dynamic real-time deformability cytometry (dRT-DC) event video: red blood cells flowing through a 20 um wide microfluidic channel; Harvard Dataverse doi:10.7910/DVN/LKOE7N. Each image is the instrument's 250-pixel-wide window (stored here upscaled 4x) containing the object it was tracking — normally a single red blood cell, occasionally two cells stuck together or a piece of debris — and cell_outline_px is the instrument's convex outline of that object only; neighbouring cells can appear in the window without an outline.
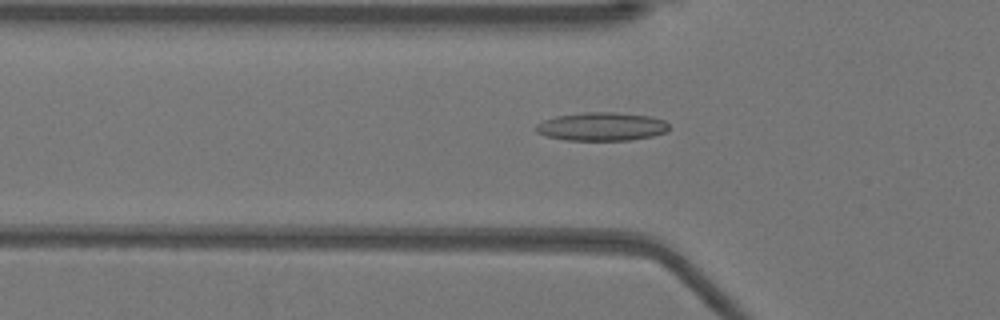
{"species": "Egyptian fruit bat (a non-hibernating species)", "species_latin": "Rousettus aegyptiacus", "temperature_condition": "warm", "stored_images_in_passage": 51, "camera_frame_rate_fps": 3000, "um_per_image_px": 0.085, "animal": {"sex": "female"}, "frame": {"image": 1, "passage_image": 17, "time_ms": 5.333, "image_size_px": [1000, 320], "cell_outline_px": [[668, 132], [652, 136], [628, 140], [564, 140], [548, 136], [536, 132], [536, 124], [544, 120], [556, 116], [584, 112], [616, 112], [652, 116], [664, 120], [668, 124]], "centroid_in_image_um": [51.16, 10.75], "position_along_channel_um": 74.6, "area_um2": 22.08}}
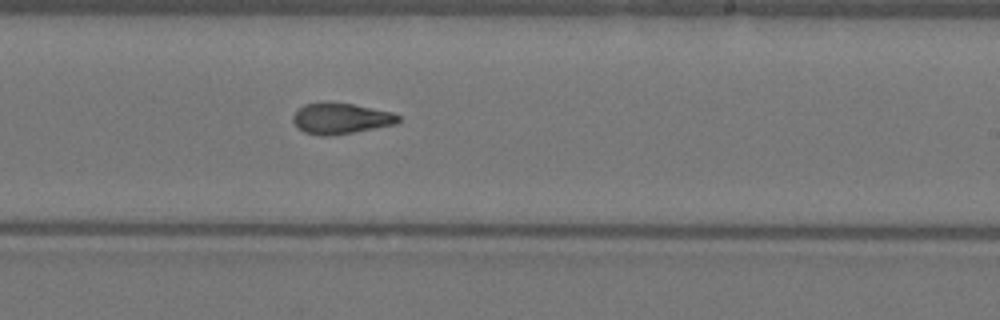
{"frame": {"image": 2, "passage_image": 31, "time_ms": 10.0, "image_size_px": [1000, 320], "cell_outline_px": [[400, 120], [396, 124], [352, 132], [328, 136], [320, 136], [304, 132], [292, 120], [292, 116], [296, 108], [304, 104], [324, 100], [352, 104], [392, 112], [400, 116]], "centroid_in_image_um": [28.91, 10.04], "position_along_channel_um": 260.1, "area_um2": 19.19}}
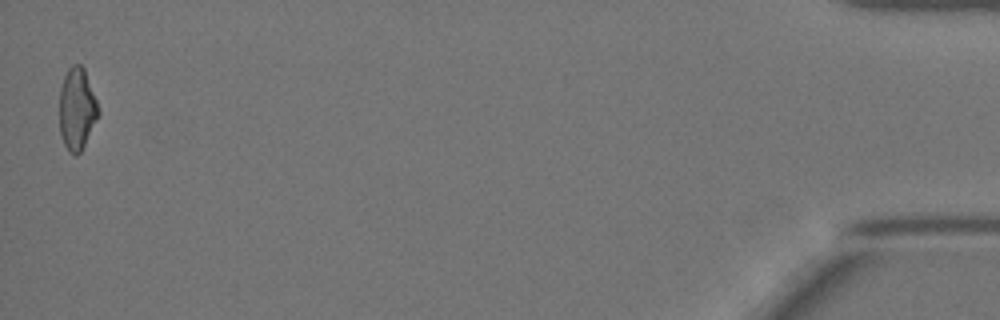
{"frame": {"image": 3, "passage_image": 51, "time_ms": 16.667, "image_size_px": [1000, 320], "cell_outline_px": [[100, 112], [80, 152], [76, 156], [72, 156], [68, 152], [64, 144], [60, 132], [60, 88], [64, 76], [68, 68], [72, 64], [80, 64], [84, 68], [96, 100]], "centroid_in_image_um": [6.53, 9.26], "position_along_channel_um": 428.7, "area_um2": 18.44}, "authors_computed_cell_mechanics": {"area_um2": 19.363, "velocity_mm_per_s": 3.9512, "shape_relaxation_time_tau1_ms": null, "shape_relaxation_time_tau2_ms": 2.1121, "deformation_change_tau1": null, "deformation_change_tau2": 0.0961}}